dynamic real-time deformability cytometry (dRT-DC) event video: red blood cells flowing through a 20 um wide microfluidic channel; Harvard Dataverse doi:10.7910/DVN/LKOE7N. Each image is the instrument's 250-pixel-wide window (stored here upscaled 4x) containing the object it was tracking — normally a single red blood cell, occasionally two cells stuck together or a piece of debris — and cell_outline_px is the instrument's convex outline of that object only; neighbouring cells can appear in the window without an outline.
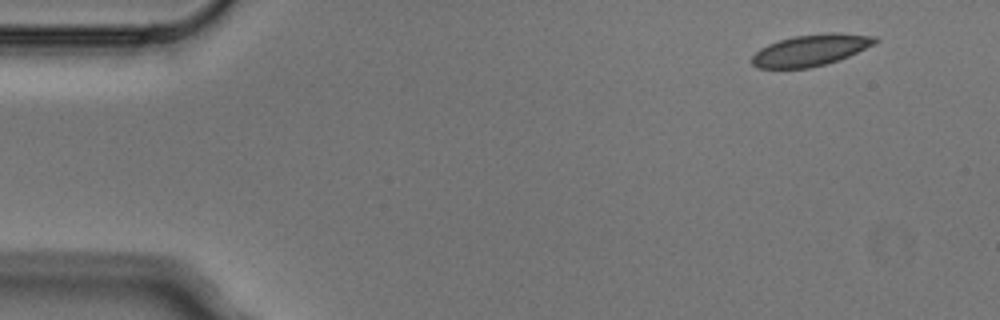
{"species": "Egyptian fruit bat (a non-hibernating species)", "species_latin": "Rousettus aegyptiacus", "temperature_condition": "cold", "stored_images_in_passage": 4, "segment_of_instrument_passage": [2, 2], "camera_frame_rate_fps": 3000, "um_per_image_px": 0.085, "animal": {"sex": "male"}, "frame": {"image": 1, "passage_image": 4, "time_ms": 1.0, "image_size_px": [1000, 320], "cell_outline_px": [[880, 40], [840, 60], [808, 68], [756, 68], [752, 64], [752, 56], [760, 48], [768, 44], [780, 40], [796, 36], [828, 32], [836, 32], [876, 36]], "centroid_in_image_um": [68.9, 4.26], "position_along_channel_um": 16.1, "area_um2": 22.37}}